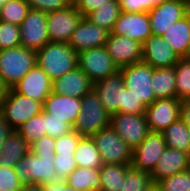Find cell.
Masks as SVG:
<instances>
[{"label": "cell", "instance_id": "ffe728a7", "mask_svg": "<svg viewBox=\"0 0 190 191\" xmlns=\"http://www.w3.org/2000/svg\"><path fill=\"white\" fill-rule=\"evenodd\" d=\"M123 86L124 80L120 70L93 84V89L110 116L118 113L122 106Z\"/></svg>", "mask_w": 190, "mask_h": 191}, {"label": "cell", "instance_id": "ee69618b", "mask_svg": "<svg viewBox=\"0 0 190 191\" xmlns=\"http://www.w3.org/2000/svg\"><path fill=\"white\" fill-rule=\"evenodd\" d=\"M22 186L14 168L0 167V191H18Z\"/></svg>", "mask_w": 190, "mask_h": 191}, {"label": "cell", "instance_id": "3957f363", "mask_svg": "<svg viewBox=\"0 0 190 191\" xmlns=\"http://www.w3.org/2000/svg\"><path fill=\"white\" fill-rule=\"evenodd\" d=\"M109 126L110 115L92 88L81 98V111L74 123L73 130L81 136L91 137Z\"/></svg>", "mask_w": 190, "mask_h": 191}, {"label": "cell", "instance_id": "5b68a950", "mask_svg": "<svg viewBox=\"0 0 190 191\" xmlns=\"http://www.w3.org/2000/svg\"><path fill=\"white\" fill-rule=\"evenodd\" d=\"M42 110V102L16 93L13 89H9L0 105V113L14 130H17L31 117L41 113Z\"/></svg>", "mask_w": 190, "mask_h": 191}, {"label": "cell", "instance_id": "ab89813d", "mask_svg": "<svg viewBox=\"0 0 190 191\" xmlns=\"http://www.w3.org/2000/svg\"><path fill=\"white\" fill-rule=\"evenodd\" d=\"M121 12L139 13L150 12L156 6L169 0H118Z\"/></svg>", "mask_w": 190, "mask_h": 191}, {"label": "cell", "instance_id": "4316f807", "mask_svg": "<svg viewBox=\"0 0 190 191\" xmlns=\"http://www.w3.org/2000/svg\"><path fill=\"white\" fill-rule=\"evenodd\" d=\"M67 184L80 191H101L100 168L77 167L66 178Z\"/></svg>", "mask_w": 190, "mask_h": 191}, {"label": "cell", "instance_id": "ba28073f", "mask_svg": "<svg viewBox=\"0 0 190 191\" xmlns=\"http://www.w3.org/2000/svg\"><path fill=\"white\" fill-rule=\"evenodd\" d=\"M110 126L132 150L151 132L145 114H113Z\"/></svg>", "mask_w": 190, "mask_h": 191}, {"label": "cell", "instance_id": "f907efd6", "mask_svg": "<svg viewBox=\"0 0 190 191\" xmlns=\"http://www.w3.org/2000/svg\"><path fill=\"white\" fill-rule=\"evenodd\" d=\"M9 91V88L6 86L4 81L0 78V105L2 101L5 99L7 96V93Z\"/></svg>", "mask_w": 190, "mask_h": 191}, {"label": "cell", "instance_id": "7dc6e473", "mask_svg": "<svg viewBox=\"0 0 190 191\" xmlns=\"http://www.w3.org/2000/svg\"><path fill=\"white\" fill-rule=\"evenodd\" d=\"M14 132L11 125L4 119L0 113V151L6 139Z\"/></svg>", "mask_w": 190, "mask_h": 191}, {"label": "cell", "instance_id": "83f0119b", "mask_svg": "<svg viewBox=\"0 0 190 191\" xmlns=\"http://www.w3.org/2000/svg\"><path fill=\"white\" fill-rule=\"evenodd\" d=\"M74 158L77 167L100 168L103 165L101 155L92 137L83 136L76 147Z\"/></svg>", "mask_w": 190, "mask_h": 191}, {"label": "cell", "instance_id": "ac0fdd59", "mask_svg": "<svg viewBox=\"0 0 190 191\" xmlns=\"http://www.w3.org/2000/svg\"><path fill=\"white\" fill-rule=\"evenodd\" d=\"M109 32L82 17L68 42V45L77 53L91 48L103 47L106 44Z\"/></svg>", "mask_w": 190, "mask_h": 191}, {"label": "cell", "instance_id": "484cf974", "mask_svg": "<svg viewBox=\"0 0 190 191\" xmlns=\"http://www.w3.org/2000/svg\"><path fill=\"white\" fill-rule=\"evenodd\" d=\"M151 88L157 99L176 97V75L174 67L153 68Z\"/></svg>", "mask_w": 190, "mask_h": 191}, {"label": "cell", "instance_id": "e0dca14e", "mask_svg": "<svg viewBox=\"0 0 190 191\" xmlns=\"http://www.w3.org/2000/svg\"><path fill=\"white\" fill-rule=\"evenodd\" d=\"M142 61L153 68L174 67L181 59L169 43L159 35L152 34L143 44Z\"/></svg>", "mask_w": 190, "mask_h": 191}, {"label": "cell", "instance_id": "681fc988", "mask_svg": "<svg viewBox=\"0 0 190 191\" xmlns=\"http://www.w3.org/2000/svg\"><path fill=\"white\" fill-rule=\"evenodd\" d=\"M181 118L190 125V98L181 101Z\"/></svg>", "mask_w": 190, "mask_h": 191}, {"label": "cell", "instance_id": "9c48e42d", "mask_svg": "<svg viewBox=\"0 0 190 191\" xmlns=\"http://www.w3.org/2000/svg\"><path fill=\"white\" fill-rule=\"evenodd\" d=\"M77 61L78 67L88 76L93 84L119 70L105 46L91 48L78 53Z\"/></svg>", "mask_w": 190, "mask_h": 191}, {"label": "cell", "instance_id": "60d3db41", "mask_svg": "<svg viewBox=\"0 0 190 191\" xmlns=\"http://www.w3.org/2000/svg\"><path fill=\"white\" fill-rule=\"evenodd\" d=\"M82 137L78 132L72 130L68 134L56 138L55 154H74Z\"/></svg>", "mask_w": 190, "mask_h": 191}, {"label": "cell", "instance_id": "816d5d0a", "mask_svg": "<svg viewBox=\"0 0 190 191\" xmlns=\"http://www.w3.org/2000/svg\"><path fill=\"white\" fill-rule=\"evenodd\" d=\"M18 191H39V188L35 185H23Z\"/></svg>", "mask_w": 190, "mask_h": 191}, {"label": "cell", "instance_id": "603a6c76", "mask_svg": "<svg viewBox=\"0 0 190 191\" xmlns=\"http://www.w3.org/2000/svg\"><path fill=\"white\" fill-rule=\"evenodd\" d=\"M43 110L73 127L81 111V99L52 92L45 99Z\"/></svg>", "mask_w": 190, "mask_h": 191}, {"label": "cell", "instance_id": "11a10c76", "mask_svg": "<svg viewBox=\"0 0 190 191\" xmlns=\"http://www.w3.org/2000/svg\"><path fill=\"white\" fill-rule=\"evenodd\" d=\"M147 191H160V189L156 186V184H153Z\"/></svg>", "mask_w": 190, "mask_h": 191}, {"label": "cell", "instance_id": "b9f144b4", "mask_svg": "<svg viewBox=\"0 0 190 191\" xmlns=\"http://www.w3.org/2000/svg\"><path fill=\"white\" fill-rule=\"evenodd\" d=\"M53 161L58 178L66 179L77 168L74 154H55Z\"/></svg>", "mask_w": 190, "mask_h": 191}, {"label": "cell", "instance_id": "d6986e66", "mask_svg": "<svg viewBox=\"0 0 190 191\" xmlns=\"http://www.w3.org/2000/svg\"><path fill=\"white\" fill-rule=\"evenodd\" d=\"M52 83L51 78L36 64L12 89L44 103L52 93Z\"/></svg>", "mask_w": 190, "mask_h": 191}, {"label": "cell", "instance_id": "836d02e7", "mask_svg": "<svg viewBox=\"0 0 190 191\" xmlns=\"http://www.w3.org/2000/svg\"><path fill=\"white\" fill-rule=\"evenodd\" d=\"M16 131L29 145L46 135V131L44 130V110H42L41 113L31 117Z\"/></svg>", "mask_w": 190, "mask_h": 191}, {"label": "cell", "instance_id": "74e56055", "mask_svg": "<svg viewBox=\"0 0 190 191\" xmlns=\"http://www.w3.org/2000/svg\"><path fill=\"white\" fill-rule=\"evenodd\" d=\"M146 107L142 100L130 92L125 85L122 87V106L119 108L118 113L133 115L145 114Z\"/></svg>", "mask_w": 190, "mask_h": 191}, {"label": "cell", "instance_id": "f546056e", "mask_svg": "<svg viewBox=\"0 0 190 191\" xmlns=\"http://www.w3.org/2000/svg\"><path fill=\"white\" fill-rule=\"evenodd\" d=\"M167 147L178 149L190 154V138L188 136L187 125L182 118L171 123L162 131Z\"/></svg>", "mask_w": 190, "mask_h": 191}, {"label": "cell", "instance_id": "8d00e7d4", "mask_svg": "<svg viewBox=\"0 0 190 191\" xmlns=\"http://www.w3.org/2000/svg\"><path fill=\"white\" fill-rule=\"evenodd\" d=\"M21 45L20 27L0 21V50Z\"/></svg>", "mask_w": 190, "mask_h": 191}, {"label": "cell", "instance_id": "44dd1931", "mask_svg": "<svg viewBox=\"0 0 190 191\" xmlns=\"http://www.w3.org/2000/svg\"><path fill=\"white\" fill-rule=\"evenodd\" d=\"M92 88L93 83L79 67L65 73L52 83L53 93L80 99Z\"/></svg>", "mask_w": 190, "mask_h": 191}, {"label": "cell", "instance_id": "f5cc1de1", "mask_svg": "<svg viewBox=\"0 0 190 191\" xmlns=\"http://www.w3.org/2000/svg\"><path fill=\"white\" fill-rule=\"evenodd\" d=\"M62 191H80V190L72 188L67 184L66 179L62 178Z\"/></svg>", "mask_w": 190, "mask_h": 191}, {"label": "cell", "instance_id": "d6a6232c", "mask_svg": "<svg viewBox=\"0 0 190 191\" xmlns=\"http://www.w3.org/2000/svg\"><path fill=\"white\" fill-rule=\"evenodd\" d=\"M26 0H12L5 3L0 12V21L20 26L30 11Z\"/></svg>", "mask_w": 190, "mask_h": 191}, {"label": "cell", "instance_id": "1f68e13d", "mask_svg": "<svg viewBox=\"0 0 190 191\" xmlns=\"http://www.w3.org/2000/svg\"><path fill=\"white\" fill-rule=\"evenodd\" d=\"M153 184L149 172L130 166L119 191H147Z\"/></svg>", "mask_w": 190, "mask_h": 191}, {"label": "cell", "instance_id": "30bf717a", "mask_svg": "<svg viewBox=\"0 0 190 191\" xmlns=\"http://www.w3.org/2000/svg\"><path fill=\"white\" fill-rule=\"evenodd\" d=\"M82 17L74 4L62 10L47 13L49 40L68 43Z\"/></svg>", "mask_w": 190, "mask_h": 191}, {"label": "cell", "instance_id": "db71d44e", "mask_svg": "<svg viewBox=\"0 0 190 191\" xmlns=\"http://www.w3.org/2000/svg\"><path fill=\"white\" fill-rule=\"evenodd\" d=\"M185 16H186L188 23H189V26H190V1L188 3L187 9H186Z\"/></svg>", "mask_w": 190, "mask_h": 191}, {"label": "cell", "instance_id": "277c9868", "mask_svg": "<svg viewBox=\"0 0 190 191\" xmlns=\"http://www.w3.org/2000/svg\"><path fill=\"white\" fill-rule=\"evenodd\" d=\"M55 155L35 154L31 150L14 166L23 185L41 186L58 178L53 166Z\"/></svg>", "mask_w": 190, "mask_h": 191}, {"label": "cell", "instance_id": "cb8c5ba5", "mask_svg": "<svg viewBox=\"0 0 190 191\" xmlns=\"http://www.w3.org/2000/svg\"><path fill=\"white\" fill-rule=\"evenodd\" d=\"M162 37L181 59L184 58L190 50V26L186 16L171 25Z\"/></svg>", "mask_w": 190, "mask_h": 191}, {"label": "cell", "instance_id": "2e32d148", "mask_svg": "<svg viewBox=\"0 0 190 191\" xmlns=\"http://www.w3.org/2000/svg\"><path fill=\"white\" fill-rule=\"evenodd\" d=\"M110 33L125 35L143 44L152 35L149 15L147 12H121Z\"/></svg>", "mask_w": 190, "mask_h": 191}, {"label": "cell", "instance_id": "bcb514c9", "mask_svg": "<svg viewBox=\"0 0 190 191\" xmlns=\"http://www.w3.org/2000/svg\"><path fill=\"white\" fill-rule=\"evenodd\" d=\"M108 1L109 0H73V4L82 16L86 17L89 13L95 11Z\"/></svg>", "mask_w": 190, "mask_h": 191}, {"label": "cell", "instance_id": "4dcf8cb0", "mask_svg": "<svg viewBox=\"0 0 190 191\" xmlns=\"http://www.w3.org/2000/svg\"><path fill=\"white\" fill-rule=\"evenodd\" d=\"M131 165L103 164L100 167L101 191H119Z\"/></svg>", "mask_w": 190, "mask_h": 191}, {"label": "cell", "instance_id": "f35d334b", "mask_svg": "<svg viewBox=\"0 0 190 191\" xmlns=\"http://www.w3.org/2000/svg\"><path fill=\"white\" fill-rule=\"evenodd\" d=\"M44 130L46 135L56 139L71 132L73 127L68 122L44 111Z\"/></svg>", "mask_w": 190, "mask_h": 191}, {"label": "cell", "instance_id": "e575fe53", "mask_svg": "<svg viewBox=\"0 0 190 191\" xmlns=\"http://www.w3.org/2000/svg\"><path fill=\"white\" fill-rule=\"evenodd\" d=\"M176 75V98L184 100L190 98V64L180 59L174 66Z\"/></svg>", "mask_w": 190, "mask_h": 191}, {"label": "cell", "instance_id": "d4e9b609", "mask_svg": "<svg viewBox=\"0 0 190 191\" xmlns=\"http://www.w3.org/2000/svg\"><path fill=\"white\" fill-rule=\"evenodd\" d=\"M30 150L29 144L20 134L14 132L6 139L0 151V167H12Z\"/></svg>", "mask_w": 190, "mask_h": 191}, {"label": "cell", "instance_id": "5bb4252c", "mask_svg": "<svg viewBox=\"0 0 190 191\" xmlns=\"http://www.w3.org/2000/svg\"><path fill=\"white\" fill-rule=\"evenodd\" d=\"M181 100L175 98L157 99L146 107V119L150 131L162 132L171 123L181 118Z\"/></svg>", "mask_w": 190, "mask_h": 191}, {"label": "cell", "instance_id": "7c38bea8", "mask_svg": "<svg viewBox=\"0 0 190 191\" xmlns=\"http://www.w3.org/2000/svg\"><path fill=\"white\" fill-rule=\"evenodd\" d=\"M20 27L21 46L37 51L49 40L47 29V13L30 10Z\"/></svg>", "mask_w": 190, "mask_h": 191}, {"label": "cell", "instance_id": "680465c9", "mask_svg": "<svg viewBox=\"0 0 190 191\" xmlns=\"http://www.w3.org/2000/svg\"><path fill=\"white\" fill-rule=\"evenodd\" d=\"M187 130H188V136L190 138V125H187Z\"/></svg>", "mask_w": 190, "mask_h": 191}, {"label": "cell", "instance_id": "52a82bcc", "mask_svg": "<svg viewBox=\"0 0 190 191\" xmlns=\"http://www.w3.org/2000/svg\"><path fill=\"white\" fill-rule=\"evenodd\" d=\"M119 70L122 73L125 87L138 99H141L146 106L151 105L156 100L151 88L153 75L151 65L140 61Z\"/></svg>", "mask_w": 190, "mask_h": 191}, {"label": "cell", "instance_id": "c3c4849f", "mask_svg": "<svg viewBox=\"0 0 190 191\" xmlns=\"http://www.w3.org/2000/svg\"><path fill=\"white\" fill-rule=\"evenodd\" d=\"M39 191H62V178L52 179L49 183L38 186Z\"/></svg>", "mask_w": 190, "mask_h": 191}, {"label": "cell", "instance_id": "f6af8a7d", "mask_svg": "<svg viewBox=\"0 0 190 191\" xmlns=\"http://www.w3.org/2000/svg\"><path fill=\"white\" fill-rule=\"evenodd\" d=\"M29 148L35 154L55 155V138L44 135L39 140L30 144Z\"/></svg>", "mask_w": 190, "mask_h": 191}, {"label": "cell", "instance_id": "8fae6325", "mask_svg": "<svg viewBox=\"0 0 190 191\" xmlns=\"http://www.w3.org/2000/svg\"><path fill=\"white\" fill-rule=\"evenodd\" d=\"M167 145L162 132H150L146 138L132 150L131 166L151 173Z\"/></svg>", "mask_w": 190, "mask_h": 191}, {"label": "cell", "instance_id": "9a60e30c", "mask_svg": "<svg viewBox=\"0 0 190 191\" xmlns=\"http://www.w3.org/2000/svg\"><path fill=\"white\" fill-rule=\"evenodd\" d=\"M188 3L187 0H169L148 12L152 34L162 36L171 25L185 17Z\"/></svg>", "mask_w": 190, "mask_h": 191}, {"label": "cell", "instance_id": "8992f818", "mask_svg": "<svg viewBox=\"0 0 190 191\" xmlns=\"http://www.w3.org/2000/svg\"><path fill=\"white\" fill-rule=\"evenodd\" d=\"M101 155L103 164L131 165L132 149L109 126L91 136Z\"/></svg>", "mask_w": 190, "mask_h": 191}, {"label": "cell", "instance_id": "91938a15", "mask_svg": "<svg viewBox=\"0 0 190 191\" xmlns=\"http://www.w3.org/2000/svg\"><path fill=\"white\" fill-rule=\"evenodd\" d=\"M2 7H3V4H2V2H0V12H1Z\"/></svg>", "mask_w": 190, "mask_h": 191}, {"label": "cell", "instance_id": "9f6ffc18", "mask_svg": "<svg viewBox=\"0 0 190 191\" xmlns=\"http://www.w3.org/2000/svg\"><path fill=\"white\" fill-rule=\"evenodd\" d=\"M183 59H185L190 64V50Z\"/></svg>", "mask_w": 190, "mask_h": 191}, {"label": "cell", "instance_id": "6f0895ef", "mask_svg": "<svg viewBox=\"0 0 190 191\" xmlns=\"http://www.w3.org/2000/svg\"><path fill=\"white\" fill-rule=\"evenodd\" d=\"M9 1H12V0H0V2H2L3 5H4L5 3H8Z\"/></svg>", "mask_w": 190, "mask_h": 191}, {"label": "cell", "instance_id": "6da1fadb", "mask_svg": "<svg viewBox=\"0 0 190 191\" xmlns=\"http://www.w3.org/2000/svg\"><path fill=\"white\" fill-rule=\"evenodd\" d=\"M77 60L78 53L68 43L50 41L36 51V64L52 81L77 68Z\"/></svg>", "mask_w": 190, "mask_h": 191}, {"label": "cell", "instance_id": "4fadbf2b", "mask_svg": "<svg viewBox=\"0 0 190 191\" xmlns=\"http://www.w3.org/2000/svg\"><path fill=\"white\" fill-rule=\"evenodd\" d=\"M105 47L118 69L142 61V44L125 35L109 33Z\"/></svg>", "mask_w": 190, "mask_h": 191}, {"label": "cell", "instance_id": "7402d4cb", "mask_svg": "<svg viewBox=\"0 0 190 191\" xmlns=\"http://www.w3.org/2000/svg\"><path fill=\"white\" fill-rule=\"evenodd\" d=\"M187 169H190V154L166 147L150 175L155 184L161 179Z\"/></svg>", "mask_w": 190, "mask_h": 191}, {"label": "cell", "instance_id": "f1b7e54d", "mask_svg": "<svg viewBox=\"0 0 190 191\" xmlns=\"http://www.w3.org/2000/svg\"><path fill=\"white\" fill-rule=\"evenodd\" d=\"M120 14L121 9L119 1L109 0L106 4L101 5V7L89 13L86 18L93 24L110 33Z\"/></svg>", "mask_w": 190, "mask_h": 191}, {"label": "cell", "instance_id": "7a4b0ae2", "mask_svg": "<svg viewBox=\"0 0 190 191\" xmlns=\"http://www.w3.org/2000/svg\"><path fill=\"white\" fill-rule=\"evenodd\" d=\"M36 65V51L24 46L0 50V78L12 89Z\"/></svg>", "mask_w": 190, "mask_h": 191}, {"label": "cell", "instance_id": "7bdbcfd3", "mask_svg": "<svg viewBox=\"0 0 190 191\" xmlns=\"http://www.w3.org/2000/svg\"><path fill=\"white\" fill-rule=\"evenodd\" d=\"M31 10L45 13L62 10L73 4V0H26Z\"/></svg>", "mask_w": 190, "mask_h": 191}, {"label": "cell", "instance_id": "d590c367", "mask_svg": "<svg viewBox=\"0 0 190 191\" xmlns=\"http://www.w3.org/2000/svg\"><path fill=\"white\" fill-rule=\"evenodd\" d=\"M160 191H190V169L157 181Z\"/></svg>", "mask_w": 190, "mask_h": 191}]
</instances>
